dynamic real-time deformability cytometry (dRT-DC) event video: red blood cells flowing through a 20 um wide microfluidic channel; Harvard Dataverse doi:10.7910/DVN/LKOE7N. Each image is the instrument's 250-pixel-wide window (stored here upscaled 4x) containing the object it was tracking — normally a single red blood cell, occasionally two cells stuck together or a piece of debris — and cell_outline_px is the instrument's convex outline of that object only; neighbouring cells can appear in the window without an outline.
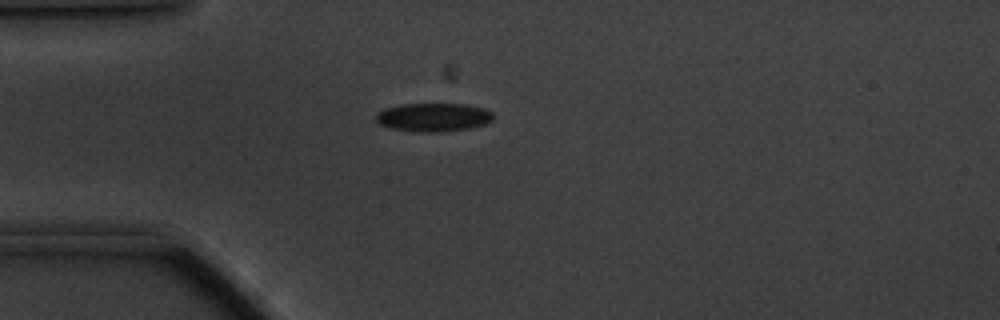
{"species": "common noctule bat (a hibernating species)", "species_latin": "Nyctalus noctula", "temperature_condition": "cold", "stored_images_in_passage": 44, "camera_frame_rate_fps": 3000, "um_per_image_px": 0.085, "animal": {"sex": "male", "body_mass_g": 20.1, "forearm_length_mm": 53.5}, "frame": {"image": 1, "passage_image": 1, "time_ms": 0.0, "image_size_px": [1000, 320], "cell_outline_px": [[492, 120], [484, 124], [468, 128], [440, 132], [420, 132], [392, 128], [380, 124], [376, 120], [376, 112], [384, 108], [400, 104], [464, 104], [484, 108], [492, 112]], "centroid_in_image_um": [36.81, 9.96], "position_along_channel_um": 48.2, "area_um2": 19.36}}
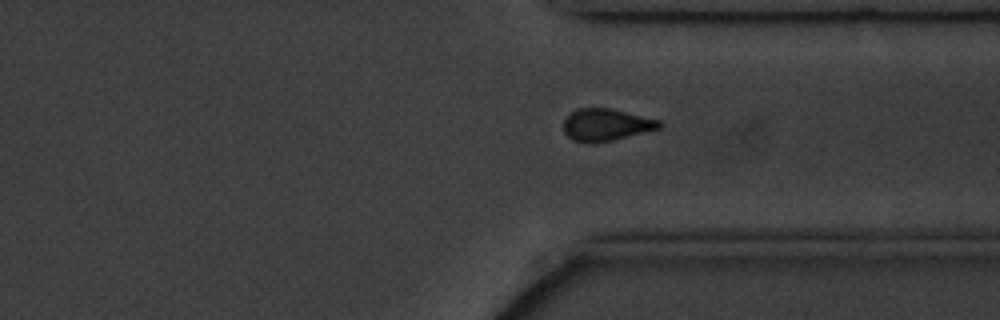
{"frame": {"image": 2, "passage_image": 29, "time_ms": 9.333, "image_size_px": [1000, 320], "cell_outline_px": [[664, 124], [660, 128], [612, 140], [592, 144], [572, 140], [564, 132], [564, 120], [576, 108], [608, 108], [660, 120]], "centroid_in_image_um": [51.5, 10.61], "position_along_channel_um": 359.9, "area_um2": 17.8}}
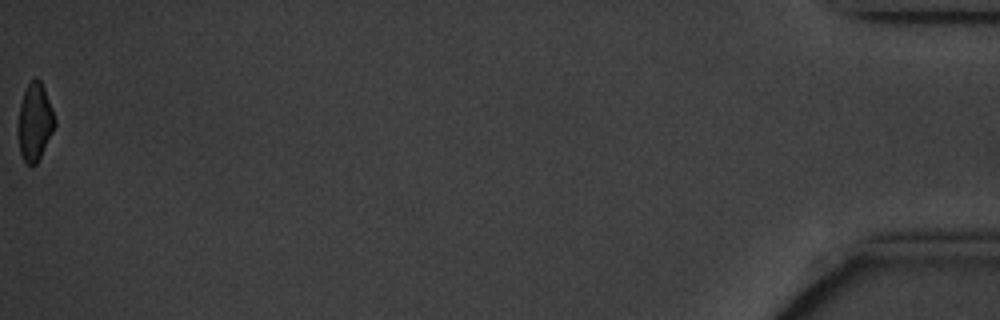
{"frame": {"image": 3, "passage_image": 44, "time_ms": 14.333, "image_size_px": [1000, 320], "cell_outline_px": [[56, 124], [36, 164], [28, 164], [24, 160], [20, 152], [20, 104], [24, 92], [28, 84], [32, 80], [40, 80], [44, 88], [56, 120]], "centroid_in_image_um": [2.99, 10.36], "position_along_channel_um": 432.2, "area_um2": 15.66}, "authors_computed_cell_mechanics": {"area_um2": 18.9584, "velocity_mm_per_s": 3.4573, "shape_relaxation_time_tau1_ms": 3.0303, "shape_relaxation_time_tau2_ms": null, "deformation_change_tau1": 0.0839, "deformation_change_tau2": null}}